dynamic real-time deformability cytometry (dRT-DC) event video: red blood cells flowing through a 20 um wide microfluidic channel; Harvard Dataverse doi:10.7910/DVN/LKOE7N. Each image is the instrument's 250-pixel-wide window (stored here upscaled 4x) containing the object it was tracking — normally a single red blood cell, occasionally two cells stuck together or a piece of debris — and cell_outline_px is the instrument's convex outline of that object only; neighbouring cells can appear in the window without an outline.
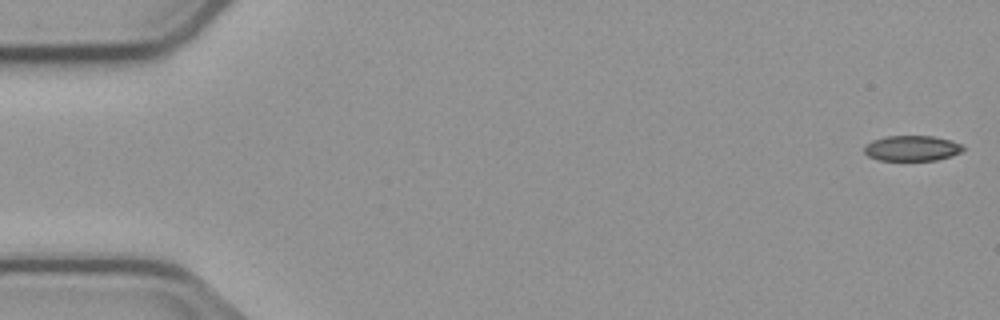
{"species": "common noctule bat (a hibernating species)", "species_latin": "Nyctalus noctula", "temperature_condition": "cold", "stored_images_in_passage": 4, "camera_frame_rate_fps": 3000, "um_per_image_px": 0.085, "animal": {"sex": "male", "body_mass_g": 23.1, "forearm_length_mm": 52.7}, "frame": {"image": 1, "passage_image": 1, "time_ms": 0.0, "image_size_px": [1000, 320], "cell_outline_px": [[964, 148], [960, 152], [952, 156], [936, 160], [876, 160], [868, 156], [864, 152], [864, 144], [872, 140], [888, 136], [932, 136], [952, 140], [964, 144]], "centroid_in_image_um": [77.51, 12.6], "position_along_channel_um": 7.5, "area_um2": 14.8}}
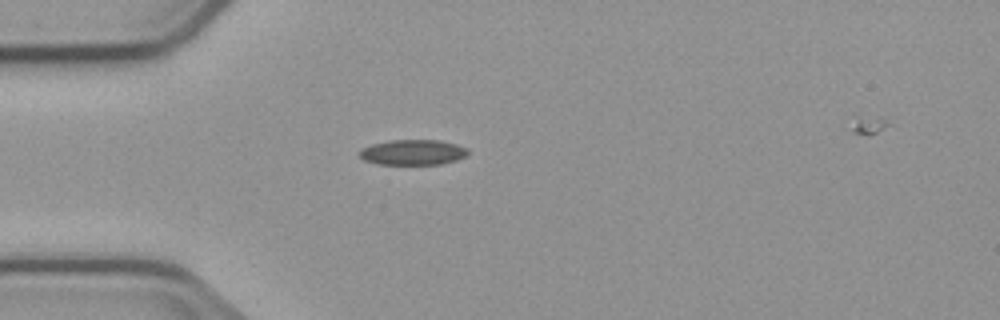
{"frame": {"image": 2, "passage_image": 4, "time_ms": 4.667, "image_size_px": [1000, 320], "cell_outline_px": [[468, 156], [456, 160], [440, 164], [376, 164], [364, 160], [360, 156], [360, 152], [364, 148], [372, 144], [388, 140], [440, 140], [456, 144], [468, 148]], "centroid_in_image_um": [35.13, 12.94], "position_along_channel_um": 49.9, "area_um2": 16.01}}